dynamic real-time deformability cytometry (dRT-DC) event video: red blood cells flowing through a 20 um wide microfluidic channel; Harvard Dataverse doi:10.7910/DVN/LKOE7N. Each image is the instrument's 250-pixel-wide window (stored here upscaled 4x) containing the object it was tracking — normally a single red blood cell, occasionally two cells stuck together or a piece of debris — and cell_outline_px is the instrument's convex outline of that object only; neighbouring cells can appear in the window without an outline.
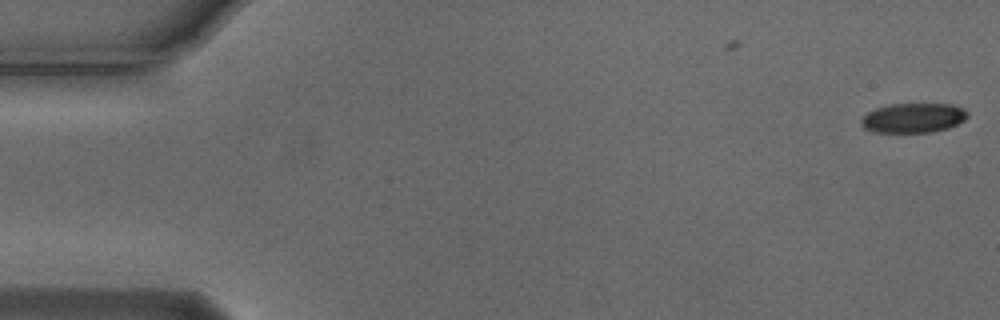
{"species": "Egyptian fruit bat (a non-hibernating species)", "species_latin": "Rousettus aegyptiacus", "temperature_condition": "cold", "stored_images_in_passage": 2, "camera_frame_rate_fps": 3000, "um_per_image_px": 0.085, "animal": {"sex": "male"}, "frame": {"image": 1, "passage_image": 2, "time_ms": 0.333, "image_size_px": [1000, 320], "cell_outline_px": [[968, 116], [964, 120], [948, 128], [928, 132], [872, 132], [864, 128], [860, 124], [860, 120], [868, 112], [876, 108], [892, 104], [952, 104], [964, 108], [968, 112]], "centroid_in_image_um": [77.62, 10.02], "position_along_channel_um": 7.4, "area_um2": 18.32}}